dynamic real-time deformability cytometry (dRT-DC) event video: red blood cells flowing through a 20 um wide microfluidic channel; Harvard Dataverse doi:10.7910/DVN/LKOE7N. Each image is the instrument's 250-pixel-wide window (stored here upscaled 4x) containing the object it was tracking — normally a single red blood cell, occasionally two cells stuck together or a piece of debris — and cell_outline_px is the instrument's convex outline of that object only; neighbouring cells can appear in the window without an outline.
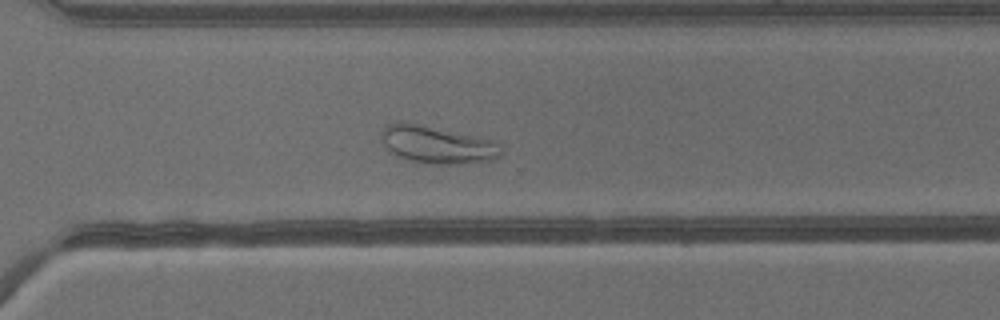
{"species": "common noctule bat (a hibernating species)", "species_latin": "Nyctalus noctula", "temperature_condition": "warm", "stored_images_in_passage": 42, "camera_frame_rate_fps": 3000, "um_per_image_px": 0.085, "animal": {"sex": "male", "body_mass_g": 13.3}, "frame": {"image": 1, "passage_image": 31, "time_ms": 10.0, "image_size_px": [1000, 320], "cell_outline_px": [[500, 156], [492, 160], [460, 164], [420, 164], [404, 160], [388, 152], [384, 144], [380, 132], [388, 124], [420, 124], [492, 140], [500, 152]], "centroid_in_image_um": [37.08, 12.35], "position_along_channel_um": 333.5, "area_um2": 25.84}}
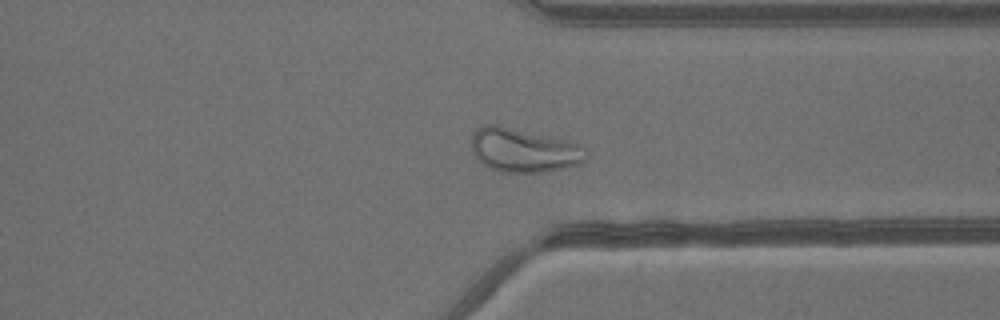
{"frame": {"image": 2, "passage_image": 33, "time_ms": 10.667, "image_size_px": [1000, 320], "cell_outline_px": [[588, 156], [580, 164], [540, 172], [500, 172], [488, 168], [472, 152], [472, 132], [476, 128], [484, 124], [496, 124], [568, 140], [580, 144]], "centroid_in_image_um": [44.48, 12.75], "position_along_channel_um": 366.9, "area_um2": 29.3}}
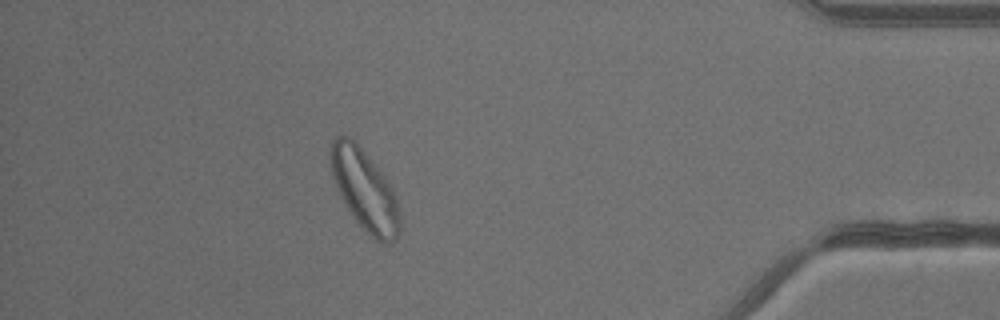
{"frame": {"image": 3, "passage_image": 38, "time_ms": 12.333, "image_size_px": [1000, 320], "cell_outline_px": [[400, 232], [396, 240], [392, 244], [384, 244], [376, 240], [356, 220], [340, 196], [336, 188], [332, 176], [328, 148], [332, 140], [336, 136], [348, 136], [356, 140], [384, 176], [392, 188], [400, 212]], "centroid_in_image_um": [30.98, 16.12], "position_along_channel_um": 404.2, "area_um2": 32.71}}